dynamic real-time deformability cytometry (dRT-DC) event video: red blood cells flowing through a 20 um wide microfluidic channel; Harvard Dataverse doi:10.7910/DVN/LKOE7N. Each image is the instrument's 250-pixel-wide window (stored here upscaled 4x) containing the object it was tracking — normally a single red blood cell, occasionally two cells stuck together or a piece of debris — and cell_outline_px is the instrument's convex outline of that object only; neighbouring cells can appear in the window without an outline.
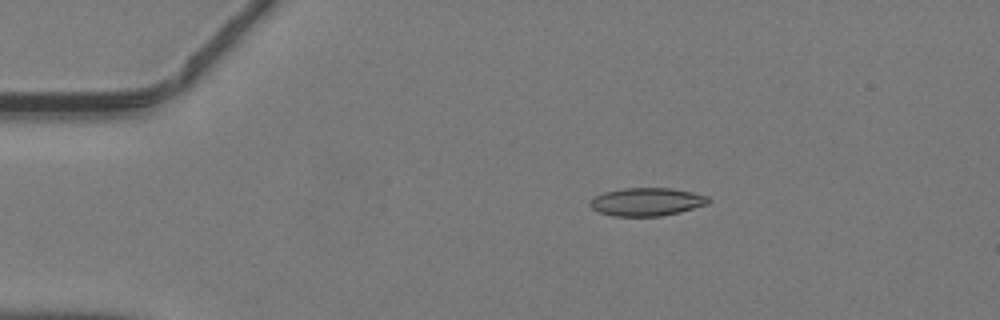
{"species": "common noctule bat (a hibernating species)", "species_latin": "Nyctalus noctula", "temperature_condition": "warm", "stored_images_in_passage": 38, "camera_frame_rate_fps": 3000, "um_per_image_px": 0.085, "animal": {"sex": "male", "body_mass_g": 19.2, "forearm_length_mm": 51.8}, "frame": {"image": 1, "passage_image": 1, "time_ms": 0.0, "image_size_px": [1000, 320], "cell_outline_px": [[712, 200], [708, 204], [680, 212], [660, 216], [612, 216], [600, 212], [592, 208], [588, 204], [596, 196], [604, 192], [624, 188], [672, 188], [692, 192], [708, 196]], "centroid_in_image_um": [55.01, 17.15], "position_along_channel_um": 30.0, "area_um2": 19.36}}
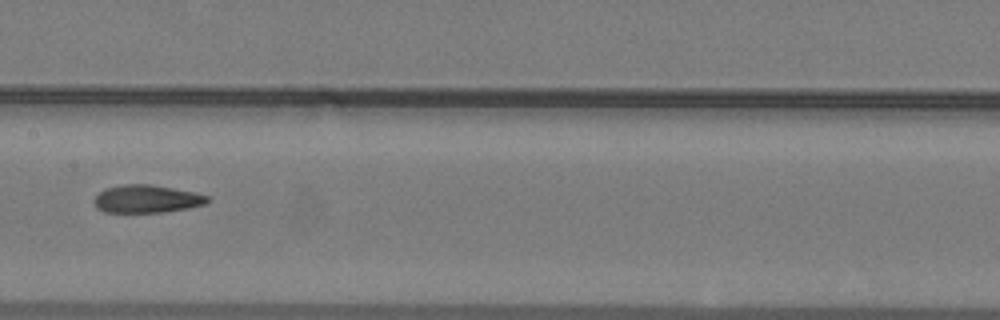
{"frame": {"image": 2, "passage_image": 16, "time_ms": 5.0, "image_size_px": [1000, 320], "cell_outline_px": [[208, 200], [204, 204], [188, 208], [164, 212], [104, 212], [96, 208], [92, 200], [104, 188], [124, 184], [152, 184], [196, 192], [208, 196]], "centroid_in_image_um": [12.44, 16.9], "position_along_channel_um": 195.0, "area_um2": 18.5}}
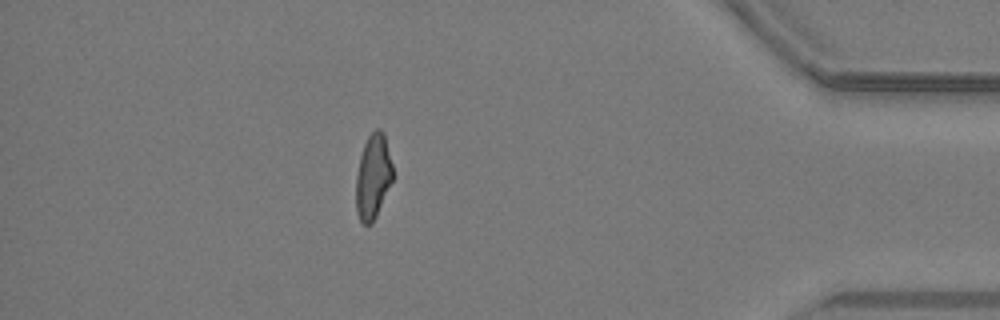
{"frame": {"image": 3, "passage_image": 33, "time_ms": 10.667, "image_size_px": [1000, 320], "cell_outline_px": [[392, 180], [376, 216], [372, 224], [364, 224], [360, 220], [356, 212], [356, 176], [360, 156], [364, 144], [368, 136], [376, 128], [380, 128], [384, 132], [392, 164]], "centroid_in_image_um": [31.7, 14.99], "position_along_channel_um": 403.5, "area_um2": 18.03}}